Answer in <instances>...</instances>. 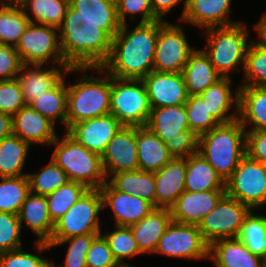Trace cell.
Listing matches in <instances>:
<instances>
[{"mask_svg": "<svg viewBox=\"0 0 266 267\" xmlns=\"http://www.w3.org/2000/svg\"><path fill=\"white\" fill-rule=\"evenodd\" d=\"M127 28V23L122 25L112 39L109 56L101 68L116 78L143 79L154 70L159 20L138 23L131 31Z\"/></svg>", "mask_w": 266, "mask_h": 267, "instance_id": "obj_1", "label": "cell"}, {"mask_svg": "<svg viewBox=\"0 0 266 267\" xmlns=\"http://www.w3.org/2000/svg\"><path fill=\"white\" fill-rule=\"evenodd\" d=\"M58 31L63 57L71 67H101L107 60L113 38L70 5Z\"/></svg>", "mask_w": 266, "mask_h": 267, "instance_id": "obj_2", "label": "cell"}, {"mask_svg": "<svg viewBox=\"0 0 266 267\" xmlns=\"http://www.w3.org/2000/svg\"><path fill=\"white\" fill-rule=\"evenodd\" d=\"M198 153L226 182L246 155V130L239 119L199 136Z\"/></svg>", "mask_w": 266, "mask_h": 267, "instance_id": "obj_3", "label": "cell"}, {"mask_svg": "<svg viewBox=\"0 0 266 267\" xmlns=\"http://www.w3.org/2000/svg\"><path fill=\"white\" fill-rule=\"evenodd\" d=\"M88 69L106 76H89L86 74ZM76 71L84 74L78 83L67 85L66 131L77 122L110 113L111 75L101 67H76Z\"/></svg>", "mask_w": 266, "mask_h": 267, "instance_id": "obj_4", "label": "cell"}, {"mask_svg": "<svg viewBox=\"0 0 266 267\" xmlns=\"http://www.w3.org/2000/svg\"><path fill=\"white\" fill-rule=\"evenodd\" d=\"M206 47L202 50L221 77H230V72L243 71L249 45V31L246 24L240 23L205 29ZM238 67V68H237Z\"/></svg>", "mask_w": 266, "mask_h": 267, "instance_id": "obj_5", "label": "cell"}, {"mask_svg": "<svg viewBox=\"0 0 266 267\" xmlns=\"http://www.w3.org/2000/svg\"><path fill=\"white\" fill-rule=\"evenodd\" d=\"M50 145L56 146L52 160L66 172L70 181L87 189H100L107 182L101 156L79 144L66 131L61 139L57 135Z\"/></svg>", "mask_w": 266, "mask_h": 267, "instance_id": "obj_6", "label": "cell"}, {"mask_svg": "<svg viewBox=\"0 0 266 267\" xmlns=\"http://www.w3.org/2000/svg\"><path fill=\"white\" fill-rule=\"evenodd\" d=\"M145 126L165 143L173 157L198 153L199 137L189 129L185 104L151 109Z\"/></svg>", "mask_w": 266, "mask_h": 267, "instance_id": "obj_7", "label": "cell"}, {"mask_svg": "<svg viewBox=\"0 0 266 267\" xmlns=\"http://www.w3.org/2000/svg\"><path fill=\"white\" fill-rule=\"evenodd\" d=\"M150 112L149 97L142 79L111 76L110 113L123 126H145Z\"/></svg>", "mask_w": 266, "mask_h": 267, "instance_id": "obj_8", "label": "cell"}, {"mask_svg": "<svg viewBox=\"0 0 266 267\" xmlns=\"http://www.w3.org/2000/svg\"><path fill=\"white\" fill-rule=\"evenodd\" d=\"M101 210H103V200L100 190L88 189L54 224L50 240L101 233L98 216Z\"/></svg>", "mask_w": 266, "mask_h": 267, "instance_id": "obj_9", "label": "cell"}, {"mask_svg": "<svg viewBox=\"0 0 266 267\" xmlns=\"http://www.w3.org/2000/svg\"><path fill=\"white\" fill-rule=\"evenodd\" d=\"M58 32V28L31 22L15 47L23 65H45L50 61L59 67L70 66L63 57Z\"/></svg>", "mask_w": 266, "mask_h": 267, "instance_id": "obj_10", "label": "cell"}, {"mask_svg": "<svg viewBox=\"0 0 266 267\" xmlns=\"http://www.w3.org/2000/svg\"><path fill=\"white\" fill-rule=\"evenodd\" d=\"M226 194L252 210L266 205V172L259 161L247 154L225 182Z\"/></svg>", "mask_w": 266, "mask_h": 267, "instance_id": "obj_11", "label": "cell"}, {"mask_svg": "<svg viewBox=\"0 0 266 267\" xmlns=\"http://www.w3.org/2000/svg\"><path fill=\"white\" fill-rule=\"evenodd\" d=\"M251 210L246 204L225 194L198 224V228L209 245L218 239L236 238Z\"/></svg>", "mask_w": 266, "mask_h": 267, "instance_id": "obj_12", "label": "cell"}, {"mask_svg": "<svg viewBox=\"0 0 266 267\" xmlns=\"http://www.w3.org/2000/svg\"><path fill=\"white\" fill-rule=\"evenodd\" d=\"M194 50L187 40L182 25L159 20L154 71L182 73L190 54Z\"/></svg>", "mask_w": 266, "mask_h": 267, "instance_id": "obj_13", "label": "cell"}, {"mask_svg": "<svg viewBox=\"0 0 266 267\" xmlns=\"http://www.w3.org/2000/svg\"><path fill=\"white\" fill-rule=\"evenodd\" d=\"M155 253L187 260L209 259V244L198 225L172 221L159 239Z\"/></svg>", "mask_w": 266, "mask_h": 267, "instance_id": "obj_14", "label": "cell"}, {"mask_svg": "<svg viewBox=\"0 0 266 267\" xmlns=\"http://www.w3.org/2000/svg\"><path fill=\"white\" fill-rule=\"evenodd\" d=\"M106 176L139 170L136 145V126H122L107 144L101 155Z\"/></svg>", "mask_w": 266, "mask_h": 267, "instance_id": "obj_15", "label": "cell"}, {"mask_svg": "<svg viewBox=\"0 0 266 267\" xmlns=\"http://www.w3.org/2000/svg\"><path fill=\"white\" fill-rule=\"evenodd\" d=\"M143 82L145 84L151 109L184 105L188 92L182 73L152 71Z\"/></svg>", "mask_w": 266, "mask_h": 267, "instance_id": "obj_16", "label": "cell"}, {"mask_svg": "<svg viewBox=\"0 0 266 267\" xmlns=\"http://www.w3.org/2000/svg\"><path fill=\"white\" fill-rule=\"evenodd\" d=\"M103 209L110 207L114 226H131L146 217L155 207L137 194H126L106 182L100 189Z\"/></svg>", "mask_w": 266, "mask_h": 267, "instance_id": "obj_17", "label": "cell"}, {"mask_svg": "<svg viewBox=\"0 0 266 267\" xmlns=\"http://www.w3.org/2000/svg\"><path fill=\"white\" fill-rule=\"evenodd\" d=\"M123 125L111 114L73 124L66 132L79 144L102 155L107 144Z\"/></svg>", "mask_w": 266, "mask_h": 267, "instance_id": "obj_18", "label": "cell"}, {"mask_svg": "<svg viewBox=\"0 0 266 267\" xmlns=\"http://www.w3.org/2000/svg\"><path fill=\"white\" fill-rule=\"evenodd\" d=\"M225 194L226 190L184 191L170 207L172 221L198 225Z\"/></svg>", "mask_w": 266, "mask_h": 267, "instance_id": "obj_19", "label": "cell"}, {"mask_svg": "<svg viewBox=\"0 0 266 267\" xmlns=\"http://www.w3.org/2000/svg\"><path fill=\"white\" fill-rule=\"evenodd\" d=\"M44 65H23L17 75L22 95L27 105L37 97L52 89L68 73L76 72V67L61 66L42 69ZM63 72V73H62Z\"/></svg>", "mask_w": 266, "mask_h": 267, "instance_id": "obj_20", "label": "cell"}, {"mask_svg": "<svg viewBox=\"0 0 266 267\" xmlns=\"http://www.w3.org/2000/svg\"><path fill=\"white\" fill-rule=\"evenodd\" d=\"M232 0H186L183 17L180 21L188 22L202 29L224 27L237 24L230 17Z\"/></svg>", "mask_w": 266, "mask_h": 267, "instance_id": "obj_21", "label": "cell"}, {"mask_svg": "<svg viewBox=\"0 0 266 267\" xmlns=\"http://www.w3.org/2000/svg\"><path fill=\"white\" fill-rule=\"evenodd\" d=\"M54 125L30 105L22 107L13 116V134L30 145H50L57 138Z\"/></svg>", "mask_w": 266, "mask_h": 267, "instance_id": "obj_22", "label": "cell"}, {"mask_svg": "<svg viewBox=\"0 0 266 267\" xmlns=\"http://www.w3.org/2000/svg\"><path fill=\"white\" fill-rule=\"evenodd\" d=\"M186 158L173 157L154 173L156 208H168L185 191Z\"/></svg>", "mask_w": 266, "mask_h": 267, "instance_id": "obj_23", "label": "cell"}, {"mask_svg": "<svg viewBox=\"0 0 266 267\" xmlns=\"http://www.w3.org/2000/svg\"><path fill=\"white\" fill-rule=\"evenodd\" d=\"M231 81V77H221L199 94L208 111L219 124L232 122L239 117V88L233 92L230 87ZM233 105L235 112L230 114Z\"/></svg>", "mask_w": 266, "mask_h": 267, "instance_id": "obj_24", "label": "cell"}, {"mask_svg": "<svg viewBox=\"0 0 266 267\" xmlns=\"http://www.w3.org/2000/svg\"><path fill=\"white\" fill-rule=\"evenodd\" d=\"M209 258L215 267H264L266 262L248 250L237 237L213 241L209 245Z\"/></svg>", "mask_w": 266, "mask_h": 267, "instance_id": "obj_25", "label": "cell"}, {"mask_svg": "<svg viewBox=\"0 0 266 267\" xmlns=\"http://www.w3.org/2000/svg\"><path fill=\"white\" fill-rule=\"evenodd\" d=\"M136 145L139 170L156 173L173 158L165 143L146 126H136Z\"/></svg>", "mask_w": 266, "mask_h": 267, "instance_id": "obj_26", "label": "cell"}, {"mask_svg": "<svg viewBox=\"0 0 266 267\" xmlns=\"http://www.w3.org/2000/svg\"><path fill=\"white\" fill-rule=\"evenodd\" d=\"M18 219L23 227V222L35 234L38 242H48L51 239L54 230V224L51 221L47 197L29 193L23 202L19 212Z\"/></svg>", "mask_w": 266, "mask_h": 267, "instance_id": "obj_27", "label": "cell"}, {"mask_svg": "<svg viewBox=\"0 0 266 267\" xmlns=\"http://www.w3.org/2000/svg\"><path fill=\"white\" fill-rule=\"evenodd\" d=\"M172 222L170 209L154 208L146 217L131 225L134 238L143 254H153L159 239Z\"/></svg>", "mask_w": 266, "mask_h": 267, "instance_id": "obj_28", "label": "cell"}, {"mask_svg": "<svg viewBox=\"0 0 266 267\" xmlns=\"http://www.w3.org/2000/svg\"><path fill=\"white\" fill-rule=\"evenodd\" d=\"M239 117L246 131H266V87L239 86Z\"/></svg>", "mask_w": 266, "mask_h": 267, "instance_id": "obj_29", "label": "cell"}, {"mask_svg": "<svg viewBox=\"0 0 266 267\" xmlns=\"http://www.w3.org/2000/svg\"><path fill=\"white\" fill-rule=\"evenodd\" d=\"M188 95H199L221 76L202 49L194 50L182 71Z\"/></svg>", "mask_w": 266, "mask_h": 267, "instance_id": "obj_30", "label": "cell"}, {"mask_svg": "<svg viewBox=\"0 0 266 267\" xmlns=\"http://www.w3.org/2000/svg\"><path fill=\"white\" fill-rule=\"evenodd\" d=\"M69 5L81 16L95 22L112 38L122 26L117 15L116 0H69Z\"/></svg>", "mask_w": 266, "mask_h": 267, "instance_id": "obj_31", "label": "cell"}, {"mask_svg": "<svg viewBox=\"0 0 266 267\" xmlns=\"http://www.w3.org/2000/svg\"><path fill=\"white\" fill-rule=\"evenodd\" d=\"M225 190V182L199 153L186 158L185 191Z\"/></svg>", "mask_w": 266, "mask_h": 267, "instance_id": "obj_32", "label": "cell"}, {"mask_svg": "<svg viewBox=\"0 0 266 267\" xmlns=\"http://www.w3.org/2000/svg\"><path fill=\"white\" fill-rule=\"evenodd\" d=\"M1 1L0 44L16 47L31 21L15 0Z\"/></svg>", "mask_w": 266, "mask_h": 267, "instance_id": "obj_33", "label": "cell"}, {"mask_svg": "<svg viewBox=\"0 0 266 267\" xmlns=\"http://www.w3.org/2000/svg\"><path fill=\"white\" fill-rule=\"evenodd\" d=\"M30 144L15 134L0 140V177H21Z\"/></svg>", "mask_w": 266, "mask_h": 267, "instance_id": "obj_34", "label": "cell"}, {"mask_svg": "<svg viewBox=\"0 0 266 267\" xmlns=\"http://www.w3.org/2000/svg\"><path fill=\"white\" fill-rule=\"evenodd\" d=\"M33 23L59 28L66 15L69 0H15ZM30 10L32 13H29ZM32 14L34 20L29 15ZM36 21V22H35Z\"/></svg>", "mask_w": 266, "mask_h": 267, "instance_id": "obj_35", "label": "cell"}, {"mask_svg": "<svg viewBox=\"0 0 266 267\" xmlns=\"http://www.w3.org/2000/svg\"><path fill=\"white\" fill-rule=\"evenodd\" d=\"M30 106L54 124L60 120L66 128L67 85L65 76L52 89L37 97Z\"/></svg>", "mask_w": 266, "mask_h": 267, "instance_id": "obj_36", "label": "cell"}, {"mask_svg": "<svg viewBox=\"0 0 266 267\" xmlns=\"http://www.w3.org/2000/svg\"><path fill=\"white\" fill-rule=\"evenodd\" d=\"M101 233H90L85 235L74 236L64 240H49L48 242H38L36 241L34 246L36 250L42 254L45 250L53 248L54 246H59L68 243V249L66 253V258L64 260V265H58L51 262V267H87L86 264V254L90 248L91 243L95 237Z\"/></svg>", "mask_w": 266, "mask_h": 267, "instance_id": "obj_37", "label": "cell"}, {"mask_svg": "<svg viewBox=\"0 0 266 267\" xmlns=\"http://www.w3.org/2000/svg\"><path fill=\"white\" fill-rule=\"evenodd\" d=\"M253 211L246 216L237 238L254 255L266 261V216L254 215Z\"/></svg>", "mask_w": 266, "mask_h": 267, "instance_id": "obj_38", "label": "cell"}, {"mask_svg": "<svg viewBox=\"0 0 266 267\" xmlns=\"http://www.w3.org/2000/svg\"><path fill=\"white\" fill-rule=\"evenodd\" d=\"M0 212L18 214L30 193L27 175L21 177H0Z\"/></svg>", "mask_w": 266, "mask_h": 267, "instance_id": "obj_39", "label": "cell"}, {"mask_svg": "<svg viewBox=\"0 0 266 267\" xmlns=\"http://www.w3.org/2000/svg\"><path fill=\"white\" fill-rule=\"evenodd\" d=\"M88 189L77 182L68 181L47 195L48 211L55 224Z\"/></svg>", "mask_w": 266, "mask_h": 267, "instance_id": "obj_40", "label": "cell"}, {"mask_svg": "<svg viewBox=\"0 0 266 267\" xmlns=\"http://www.w3.org/2000/svg\"><path fill=\"white\" fill-rule=\"evenodd\" d=\"M30 192L36 195L47 196L66 184L68 176L51 158L42 171L27 174Z\"/></svg>", "mask_w": 266, "mask_h": 267, "instance_id": "obj_41", "label": "cell"}, {"mask_svg": "<svg viewBox=\"0 0 266 267\" xmlns=\"http://www.w3.org/2000/svg\"><path fill=\"white\" fill-rule=\"evenodd\" d=\"M115 230L102 235L107 240L109 248L114 255V258L122 267H130L124 262V259L135 257L138 254H143L134 238L130 226H117Z\"/></svg>", "mask_w": 266, "mask_h": 267, "instance_id": "obj_42", "label": "cell"}, {"mask_svg": "<svg viewBox=\"0 0 266 267\" xmlns=\"http://www.w3.org/2000/svg\"><path fill=\"white\" fill-rule=\"evenodd\" d=\"M244 83L240 86L266 87V49L249 45L243 68Z\"/></svg>", "mask_w": 266, "mask_h": 267, "instance_id": "obj_43", "label": "cell"}, {"mask_svg": "<svg viewBox=\"0 0 266 267\" xmlns=\"http://www.w3.org/2000/svg\"><path fill=\"white\" fill-rule=\"evenodd\" d=\"M189 129L198 137L219 123L212 117L205 102L199 95H190L185 103Z\"/></svg>", "mask_w": 266, "mask_h": 267, "instance_id": "obj_44", "label": "cell"}, {"mask_svg": "<svg viewBox=\"0 0 266 267\" xmlns=\"http://www.w3.org/2000/svg\"><path fill=\"white\" fill-rule=\"evenodd\" d=\"M21 230L17 214L0 212V254L22 248Z\"/></svg>", "mask_w": 266, "mask_h": 267, "instance_id": "obj_45", "label": "cell"}, {"mask_svg": "<svg viewBox=\"0 0 266 267\" xmlns=\"http://www.w3.org/2000/svg\"><path fill=\"white\" fill-rule=\"evenodd\" d=\"M19 81L16 79L0 81V112L14 116L26 106Z\"/></svg>", "mask_w": 266, "mask_h": 267, "instance_id": "obj_46", "label": "cell"}, {"mask_svg": "<svg viewBox=\"0 0 266 267\" xmlns=\"http://www.w3.org/2000/svg\"><path fill=\"white\" fill-rule=\"evenodd\" d=\"M117 15L122 25L126 24V16L134 19L139 14L141 20L139 23H151L159 20L153 13L150 0H116Z\"/></svg>", "mask_w": 266, "mask_h": 267, "instance_id": "obj_47", "label": "cell"}, {"mask_svg": "<svg viewBox=\"0 0 266 267\" xmlns=\"http://www.w3.org/2000/svg\"><path fill=\"white\" fill-rule=\"evenodd\" d=\"M87 267H122L114 258L107 240L98 234L86 254Z\"/></svg>", "mask_w": 266, "mask_h": 267, "instance_id": "obj_48", "label": "cell"}, {"mask_svg": "<svg viewBox=\"0 0 266 267\" xmlns=\"http://www.w3.org/2000/svg\"><path fill=\"white\" fill-rule=\"evenodd\" d=\"M0 267H51V261L19 248L0 254Z\"/></svg>", "mask_w": 266, "mask_h": 267, "instance_id": "obj_49", "label": "cell"}, {"mask_svg": "<svg viewBox=\"0 0 266 267\" xmlns=\"http://www.w3.org/2000/svg\"><path fill=\"white\" fill-rule=\"evenodd\" d=\"M22 66L15 47L0 44V81L16 79Z\"/></svg>", "mask_w": 266, "mask_h": 267, "instance_id": "obj_50", "label": "cell"}, {"mask_svg": "<svg viewBox=\"0 0 266 267\" xmlns=\"http://www.w3.org/2000/svg\"><path fill=\"white\" fill-rule=\"evenodd\" d=\"M109 179L107 182L114 189L126 194H139L140 170L115 173Z\"/></svg>", "mask_w": 266, "mask_h": 267, "instance_id": "obj_51", "label": "cell"}, {"mask_svg": "<svg viewBox=\"0 0 266 267\" xmlns=\"http://www.w3.org/2000/svg\"><path fill=\"white\" fill-rule=\"evenodd\" d=\"M246 154L259 162L266 158V131H246Z\"/></svg>", "mask_w": 266, "mask_h": 267, "instance_id": "obj_52", "label": "cell"}, {"mask_svg": "<svg viewBox=\"0 0 266 267\" xmlns=\"http://www.w3.org/2000/svg\"><path fill=\"white\" fill-rule=\"evenodd\" d=\"M140 198L147 200L156 208V190H155V176L154 173L140 170Z\"/></svg>", "mask_w": 266, "mask_h": 267, "instance_id": "obj_53", "label": "cell"}, {"mask_svg": "<svg viewBox=\"0 0 266 267\" xmlns=\"http://www.w3.org/2000/svg\"><path fill=\"white\" fill-rule=\"evenodd\" d=\"M151 1V6L153 9V13L154 15L159 19V20H163L164 18L163 16H165L170 10L173 9V7L175 8V5H178L179 3H181L183 1L184 5H183V12L181 14V18L183 17L184 14V10H185V5H186V0H150Z\"/></svg>", "mask_w": 266, "mask_h": 267, "instance_id": "obj_54", "label": "cell"}, {"mask_svg": "<svg viewBox=\"0 0 266 267\" xmlns=\"http://www.w3.org/2000/svg\"><path fill=\"white\" fill-rule=\"evenodd\" d=\"M255 30L259 35V41H251V43L260 48L266 49V12L260 18V21L255 24Z\"/></svg>", "mask_w": 266, "mask_h": 267, "instance_id": "obj_55", "label": "cell"}, {"mask_svg": "<svg viewBox=\"0 0 266 267\" xmlns=\"http://www.w3.org/2000/svg\"><path fill=\"white\" fill-rule=\"evenodd\" d=\"M13 134V116L0 112V140Z\"/></svg>", "mask_w": 266, "mask_h": 267, "instance_id": "obj_56", "label": "cell"}, {"mask_svg": "<svg viewBox=\"0 0 266 267\" xmlns=\"http://www.w3.org/2000/svg\"><path fill=\"white\" fill-rule=\"evenodd\" d=\"M264 171L266 172V158L260 161Z\"/></svg>", "mask_w": 266, "mask_h": 267, "instance_id": "obj_57", "label": "cell"}]
</instances>
